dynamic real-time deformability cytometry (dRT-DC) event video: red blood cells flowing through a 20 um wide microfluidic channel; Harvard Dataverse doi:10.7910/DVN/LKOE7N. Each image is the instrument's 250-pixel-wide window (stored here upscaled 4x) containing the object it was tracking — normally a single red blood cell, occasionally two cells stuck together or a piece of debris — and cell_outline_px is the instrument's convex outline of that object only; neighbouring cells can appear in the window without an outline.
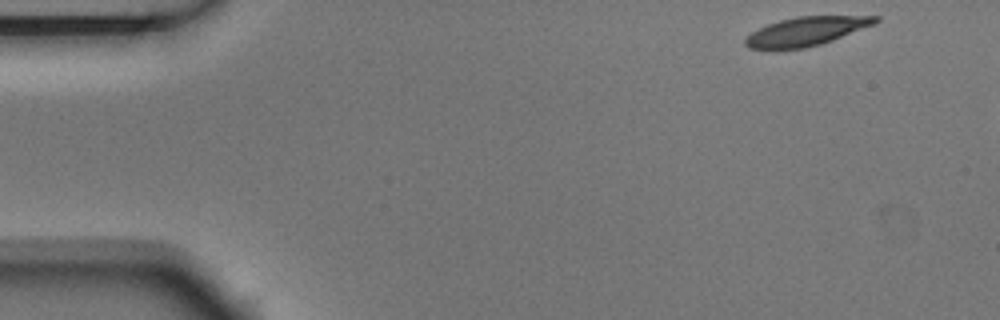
{"species": "Egyptian fruit bat (a non-hibernating species)", "species_latin": "Rousettus aegyptiacus", "temperature_condition": "room temperature", "stored_images_in_passage": 3, "camera_frame_rate_fps": 3000, "um_per_image_px": 0.085, "animal": {"sex": "male"}, "frame": {"image": 1, "passage_image": 1, "time_ms": 0.0, "image_size_px": [1000, 320], "cell_outline_px": [[880, 20], [876, 24], [832, 40], [820, 44], [804, 48], [748, 48], [744, 44], [744, 40], [752, 32], [768, 24], [780, 20], [796, 16], [880, 16]], "centroid_in_image_um": [68.58, 2.64], "position_along_channel_um": 16.4, "area_um2": 21.5}}